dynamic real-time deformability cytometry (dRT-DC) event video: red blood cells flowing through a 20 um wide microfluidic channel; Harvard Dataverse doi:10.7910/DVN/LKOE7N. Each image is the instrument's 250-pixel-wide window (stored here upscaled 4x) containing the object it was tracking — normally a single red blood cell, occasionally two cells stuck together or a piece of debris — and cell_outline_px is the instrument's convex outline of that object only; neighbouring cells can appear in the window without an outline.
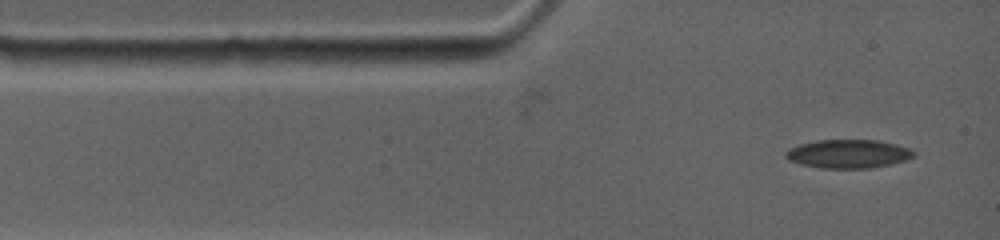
{"species": "common noctule bat (a hibernating species)", "species_latin": "Nyctalus noctula", "temperature_condition": "warm", "stored_images_in_passage": 12, "segment_of_instrument_passage": [1, 2], "camera_frame_rate_fps": 4500, "um_per_image_px": 0.085, "animal": {"sex": "female", "body_mass_g": 19.0, "forearm_length_mm": 53.3}, "frame": {"image": 1, "passage_image": 1, "time_ms": 0.0, "image_size_px": [1000, 240], "cell_outline_px": [[916, 152], [912, 156], [904, 160], [888, 164], [868, 168], [820, 168], [800, 164], [788, 160], [784, 156], [784, 152], [788, 148], [800, 144], [816, 140], [876, 140], [896, 144], [908, 148]], "centroid_in_image_um": [72.02, 13.07], "position_along_channel_um": 13.0, "area_um2": 21.21}}
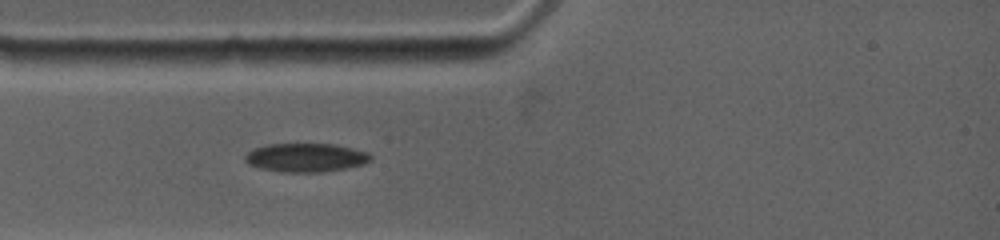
{"frame": {"image": 2, "passage_image": 5, "time_ms": 2.0, "image_size_px": [1000, 240], "cell_outline_px": [[372, 160], [364, 164], [344, 168], [320, 172], [280, 172], [260, 168], [248, 164], [244, 160], [244, 156], [252, 148], [268, 144], [336, 144], [368, 152], [372, 156]], "centroid_in_image_um": [25.98, 13.39], "position_along_channel_um": 59.0, "area_um2": 21.1}}
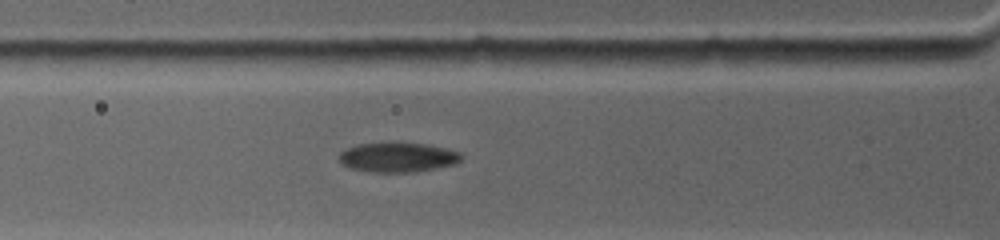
{"frame": {"image": 3, "passage_image": 7, "time_ms": 2.889, "image_size_px": [1000, 240], "cell_outline_px": [[464, 156], [456, 164], [436, 168], [412, 172], [368, 172], [348, 168], [340, 164], [340, 152], [356, 144], [388, 140], [396, 140], [428, 144], [448, 148], [460, 152]], "centroid_in_image_um": [33.8, 13.32], "position_along_channel_um": 92.0, "area_um2": 22.14}}